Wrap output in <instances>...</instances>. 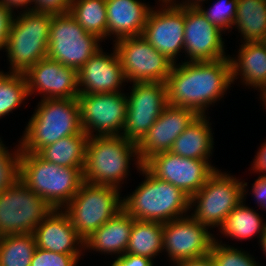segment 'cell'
<instances>
[{
  "label": "cell",
  "instance_id": "cell-1",
  "mask_svg": "<svg viewBox=\"0 0 266 266\" xmlns=\"http://www.w3.org/2000/svg\"><path fill=\"white\" fill-rule=\"evenodd\" d=\"M165 85L168 104L193 109L199 115H209L210 108L225 102L226 95L231 89L233 91L229 57L216 61L175 63Z\"/></svg>",
  "mask_w": 266,
  "mask_h": 266
},
{
  "label": "cell",
  "instance_id": "cell-2",
  "mask_svg": "<svg viewBox=\"0 0 266 266\" xmlns=\"http://www.w3.org/2000/svg\"><path fill=\"white\" fill-rule=\"evenodd\" d=\"M143 165L137 144L127 138L121 135L89 137L83 181L93 185L112 186L123 191L122 188L129 183V176L132 177V170L136 169L138 173Z\"/></svg>",
  "mask_w": 266,
  "mask_h": 266
},
{
  "label": "cell",
  "instance_id": "cell-3",
  "mask_svg": "<svg viewBox=\"0 0 266 266\" xmlns=\"http://www.w3.org/2000/svg\"><path fill=\"white\" fill-rule=\"evenodd\" d=\"M138 174L143 180L122 195L123 209L133 219L164 224L189 214L190 197L182 190L155 177L144 165Z\"/></svg>",
  "mask_w": 266,
  "mask_h": 266
},
{
  "label": "cell",
  "instance_id": "cell-4",
  "mask_svg": "<svg viewBox=\"0 0 266 266\" xmlns=\"http://www.w3.org/2000/svg\"><path fill=\"white\" fill-rule=\"evenodd\" d=\"M20 135L21 153H38L59 139L82 132L78 99H40Z\"/></svg>",
  "mask_w": 266,
  "mask_h": 266
},
{
  "label": "cell",
  "instance_id": "cell-5",
  "mask_svg": "<svg viewBox=\"0 0 266 266\" xmlns=\"http://www.w3.org/2000/svg\"><path fill=\"white\" fill-rule=\"evenodd\" d=\"M84 168L62 167L37 153H20V180L52 209H63L79 190Z\"/></svg>",
  "mask_w": 266,
  "mask_h": 266
},
{
  "label": "cell",
  "instance_id": "cell-6",
  "mask_svg": "<svg viewBox=\"0 0 266 266\" xmlns=\"http://www.w3.org/2000/svg\"><path fill=\"white\" fill-rule=\"evenodd\" d=\"M53 14L32 10L14 15L7 41L5 73L24 74L48 53L49 32Z\"/></svg>",
  "mask_w": 266,
  "mask_h": 266
},
{
  "label": "cell",
  "instance_id": "cell-7",
  "mask_svg": "<svg viewBox=\"0 0 266 266\" xmlns=\"http://www.w3.org/2000/svg\"><path fill=\"white\" fill-rule=\"evenodd\" d=\"M241 179L230 171L218 169L190 198L189 214L217 233L227 216L243 201Z\"/></svg>",
  "mask_w": 266,
  "mask_h": 266
},
{
  "label": "cell",
  "instance_id": "cell-8",
  "mask_svg": "<svg viewBox=\"0 0 266 266\" xmlns=\"http://www.w3.org/2000/svg\"><path fill=\"white\" fill-rule=\"evenodd\" d=\"M122 192L112 186L83 182L62 210L69 216L72 226L85 241L123 209Z\"/></svg>",
  "mask_w": 266,
  "mask_h": 266
},
{
  "label": "cell",
  "instance_id": "cell-9",
  "mask_svg": "<svg viewBox=\"0 0 266 266\" xmlns=\"http://www.w3.org/2000/svg\"><path fill=\"white\" fill-rule=\"evenodd\" d=\"M102 42L86 32L70 13L53 15L47 57L78 71L102 48Z\"/></svg>",
  "mask_w": 266,
  "mask_h": 266
},
{
  "label": "cell",
  "instance_id": "cell-10",
  "mask_svg": "<svg viewBox=\"0 0 266 266\" xmlns=\"http://www.w3.org/2000/svg\"><path fill=\"white\" fill-rule=\"evenodd\" d=\"M53 209L18 179L0 193V237L33 233Z\"/></svg>",
  "mask_w": 266,
  "mask_h": 266
},
{
  "label": "cell",
  "instance_id": "cell-11",
  "mask_svg": "<svg viewBox=\"0 0 266 266\" xmlns=\"http://www.w3.org/2000/svg\"><path fill=\"white\" fill-rule=\"evenodd\" d=\"M154 1L142 37L174 64L183 62L185 5Z\"/></svg>",
  "mask_w": 266,
  "mask_h": 266
},
{
  "label": "cell",
  "instance_id": "cell-12",
  "mask_svg": "<svg viewBox=\"0 0 266 266\" xmlns=\"http://www.w3.org/2000/svg\"><path fill=\"white\" fill-rule=\"evenodd\" d=\"M126 122L122 137L138 144L168 105L165 83H128ZM129 91V92H126Z\"/></svg>",
  "mask_w": 266,
  "mask_h": 266
},
{
  "label": "cell",
  "instance_id": "cell-13",
  "mask_svg": "<svg viewBox=\"0 0 266 266\" xmlns=\"http://www.w3.org/2000/svg\"><path fill=\"white\" fill-rule=\"evenodd\" d=\"M112 45L118 53L128 83H165L168 79L174 63L157 51L142 35L124 37Z\"/></svg>",
  "mask_w": 266,
  "mask_h": 266
},
{
  "label": "cell",
  "instance_id": "cell-14",
  "mask_svg": "<svg viewBox=\"0 0 266 266\" xmlns=\"http://www.w3.org/2000/svg\"><path fill=\"white\" fill-rule=\"evenodd\" d=\"M81 127L89 137L121 135L126 122L125 91L79 94Z\"/></svg>",
  "mask_w": 266,
  "mask_h": 266
},
{
  "label": "cell",
  "instance_id": "cell-15",
  "mask_svg": "<svg viewBox=\"0 0 266 266\" xmlns=\"http://www.w3.org/2000/svg\"><path fill=\"white\" fill-rule=\"evenodd\" d=\"M144 166L155 177L173 184L190 198L220 168L213 160L184 158L170 151L150 157Z\"/></svg>",
  "mask_w": 266,
  "mask_h": 266
},
{
  "label": "cell",
  "instance_id": "cell-16",
  "mask_svg": "<svg viewBox=\"0 0 266 266\" xmlns=\"http://www.w3.org/2000/svg\"><path fill=\"white\" fill-rule=\"evenodd\" d=\"M215 235L190 214L164 223L163 255L173 263L209 255Z\"/></svg>",
  "mask_w": 266,
  "mask_h": 266
},
{
  "label": "cell",
  "instance_id": "cell-17",
  "mask_svg": "<svg viewBox=\"0 0 266 266\" xmlns=\"http://www.w3.org/2000/svg\"><path fill=\"white\" fill-rule=\"evenodd\" d=\"M225 36L197 7L185 6L184 62L216 61L229 57Z\"/></svg>",
  "mask_w": 266,
  "mask_h": 266
},
{
  "label": "cell",
  "instance_id": "cell-18",
  "mask_svg": "<svg viewBox=\"0 0 266 266\" xmlns=\"http://www.w3.org/2000/svg\"><path fill=\"white\" fill-rule=\"evenodd\" d=\"M24 76L31 97L40 99H78V75L73 68L48 57L30 67Z\"/></svg>",
  "mask_w": 266,
  "mask_h": 266
},
{
  "label": "cell",
  "instance_id": "cell-19",
  "mask_svg": "<svg viewBox=\"0 0 266 266\" xmlns=\"http://www.w3.org/2000/svg\"><path fill=\"white\" fill-rule=\"evenodd\" d=\"M111 49L107 52L102 47L77 71L79 94H105L126 90L128 82L120 58L115 47L112 46Z\"/></svg>",
  "mask_w": 266,
  "mask_h": 266
},
{
  "label": "cell",
  "instance_id": "cell-20",
  "mask_svg": "<svg viewBox=\"0 0 266 266\" xmlns=\"http://www.w3.org/2000/svg\"><path fill=\"white\" fill-rule=\"evenodd\" d=\"M198 116L193 109L168 104L137 144L143 164L158 153L170 151L175 140Z\"/></svg>",
  "mask_w": 266,
  "mask_h": 266
},
{
  "label": "cell",
  "instance_id": "cell-21",
  "mask_svg": "<svg viewBox=\"0 0 266 266\" xmlns=\"http://www.w3.org/2000/svg\"><path fill=\"white\" fill-rule=\"evenodd\" d=\"M40 249L69 255H85V241L62 209H53L32 233Z\"/></svg>",
  "mask_w": 266,
  "mask_h": 266
},
{
  "label": "cell",
  "instance_id": "cell-22",
  "mask_svg": "<svg viewBox=\"0 0 266 266\" xmlns=\"http://www.w3.org/2000/svg\"><path fill=\"white\" fill-rule=\"evenodd\" d=\"M238 44L236 54H229L232 85L237 83L239 88L243 86L259 93L266 87V42Z\"/></svg>",
  "mask_w": 266,
  "mask_h": 266
},
{
  "label": "cell",
  "instance_id": "cell-23",
  "mask_svg": "<svg viewBox=\"0 0 266 266\" xmlns=\"http://www.w3.org/2000/svg\"><path fill=\"white\" fill-rule=\"evenodd\" d=\"M146 0H106L107 41L142 35L154 5ZM145 2V3H144Z\"/></svg>",
  "mask_w": 266,
  "mask_h": 266
},
{
  "label": "cell",
  "instance_id": "cell-24",
  "mask_svg": "<svg viewBox=\"0 0 266 266\" xmlns=\"http://www.w3.org/2000/svg\"><path fill=\"white\" fill-rule=\"evenodd\" d=\"M134 219L122 209L85 240V254L98 253L109 258L125 254ZM95 252V253H94ZM107 255V256H106Z\"/></svg>",
  "mask_w": 266,
  "mask_h": 266
},
{
  "label": "cell",
  "instance_id": "cell-25",
  "mask_svg": "<svg viewBox=\"0 0 266 266\" xmlns=\"http://www.w3.org/2000/svg\"><path fill=\"white\" fill-rule=\"evenodd\" d=\"M210 117L199 115L175 140L170 152L184 158L212 160L215 136Z\"/></svg>",
  "mask_w": 266,
  "mask_h": 266
},
{
  "label": "cell",
  "instance_id": "cell-26",
  "mask_svg": "<svg viewBox=\"0 0 266 266\" xmlns=\"http://www.w3.org/2000/svg\"><path fill=\"white\" fill-rule=\"evenodd\" d=\"M249 205L246 204V201H242L235 207L227 216L223 226L217 230L218 233L215 234L216 241L223 243L225 238H230L228 240H234L235 244H238L239 241H250L257 238V244L259 245L266 228V220L263 219L264 214H260L257 207L254 208V206ZM222 238L224 239L222 240Z\"/></svg>",
  "mask_w": 266,
  "mask_h": 266
},
{
  "label": "cell",
  "instance_id": "cell-27",
  "mask_svg": "<svg viewBox=\"0 0 266 266\" xmlns=\"http://www.w3.org/2000/svg\"><path fill=\"white\" fill-rule=\"evenodd\" d=\"M232 30L238 33V38L241 37L238 43L266 42V1L238 0Z\"/></svg>",
  "mask_w": 266,
  "mask_h": 266
},
{
  "label": "cell",
  "instance_id": "cell-28",
  "mask_svg": "<svg viewBox=\"0 0 266 266\" xmlns=\"http://www.w3.org/2000/svg\"><path fill=\"white\" fill-rule=\"evenodd\" d=\"M163 228L160 222L134 219L125 254L145 256L155 263L158 256L162 260Z\"/></svg>",
  "mask_w": 266,
  "mask_h": 266
},
{
  "label": "cell",
  "instance_id": "cell-29",
  "mask_svg": "<svg viewBox=\"0 0 266 266\" xmlns=\"http://www.w3.org/2000/svg\"><path fill=\"white\" fill-rule=\"evenodd\" d=\"M88 138L84 131L66 136L43 147L37 154L42 159L62 167L84 168Z\"/></svg>",
  "mask_w": 266,
  "mask_h": 266
},
{
  "label": "cell",
  "instance_id": "cell-30",
  "mask_svg": "<svg viewBox=\"0 0 266 266\" xmlns=\"http://www.w3.org/2000/svg\"><path fill=\"white\" fill-rule=\"evenodd\" d=\"M69 13L86 32L106 42V0H72Z\"/></svg>",
  "mask_w": 266,
  "mask_h": 266
},
{
  "label": "cell",
  "instance_id": "cell-31",
  "mask_svg": "<svg viewBox=\"0 0 266 266\" xmlns=\"http://www.w3.org/2000/svg\"><path fill=\"white\" fill-rule=\"evenodd\" d=\"M28 98L30 99L24 74L0 70V120L9 117L10 113L15 114L13 112L21 107L26 108Z\"/></svg>",
  "mask_w": 266,
  "mask_h": 266
},
{
  "label": "cell",
  "instance_id": "cell-32",
  "mask_svg": "<svg viewBox=\"0 0 266 266\" xmlns=\"http://www.w3.org/2000/svg\"><path fill=\"white\" fill-rule=\"evenodd\" d=\"M37 248L32 233L0 237V266H30Z\"/></svg>",
  "mask_w": 266,
  "mask_h": 266
},
{
  "label": "cell",
  "instance_id": "cell-33",
  "mask_svg": "<svg viewBox=\"0 0 266 266\" xmlns=\"http://www.w3.org/2000/svg\"><path fill=\"white\" fill-rule=\"evenodd\" d=\"M237 7L238 0H208L197 6L210 23L228 36L234 34L232 27L236 18Z\"/></svg>",
  "mask_w": 266,
  "mask_h": 266
},
{
  "label": "cell",
  "instance_id": "cell-34",
  "mask_svg": "<svg viewBox=\"0 0 266 266\" xmlns=\"http://www.w3.org/2000/svg\"><path fill=\"white\" fill-rule=\"evenodd\" d=\"M228 242L219 243L214 240L210 255L213 257L216 266H263L262 262L257 261L254 253L250 249L244 250L235 244Z\"/></svg>",
  "mask_w": 266,
  "mask_h": 266
},
{
  "label": "cell",
  "instance_id": "cell-35",
  "mask_svg": "<svg viewBox=\"0 0 266 266\" xmlns=\"http://www.w3.org/2000/svg\"><path fill=\"white\" fill-rule=\"evenodd\" d=\"M4 137L0 136V193L12 186L20 178V145L4 144ZM15 144V145H14Z\"/></svg>",
  "mask_w": 266,
  "mask_h": 266
},
{
  "label": "cell",
  "instance_id": "cell-36",
  "mask_svg": "<svg viewBox=\"0 0 266 266\" xmlns=\"http://www.w3.org/2000/svg\"><path fill=\"white\" fill-rule=\"evenodd\" d=\"M83 257L85 255L55 253L37 247L30 266H79L80 261H84Z\"/></svg>",
  "mask_w": 266,
  "mask_h": 266
},
{
  "label": "cell",
  "instance_id": "cell-37",
  "mask_svg": "<svg viewBox=\"0 0 266 266\" xmlns=\"http://www.w3.org/2000/svg\"><path fill=\"white\" fill-rule=\"evenodd\" d=\"M242 187H243V201L248 199V195L253 198L255 201L254 204L257 205L258 209L261 212H266V175H258L254 182L249 185L246 182V178L241 179ZM251 188V189H249Z\"/></svg>",
  "mask_w": 266,
  "mask_h": 266
},
{
  "label": "cell",
  "instance_id": "cell-38",
  "mask_svg": "<svg viewBox=\"0 0 266 266\" xmlns=\"http://www.w3.org/2000/svg\"><path fill=\"white\" fill-rule=\"evenodd\" d=\"M72 0H32V11L53 15L69 13Z\"/></svg>",
  "mask_w": 266,
  "mask_h": 266
},
{
  "label": "cell",
  "instance_id": "cell-39",
  "mask_svg": "<svg viewBox=\"0 0 266 266\" xmlns=\"http://www.w3.org/2000/svg\"><path fill=\"white\" fill-rule=\"evenodd\" d=\"M15 11L0 2V51H6L7 41Z\"/></svg>",
  "mask_w": 266,
  "mask_h": 266
},
{
  "label": "cell",
  "instance_id": "cell-40",
  "mask_svg": "<svg viewBox=\"0 0 266 266\" xmlns=\"http://www.w3.org/2000/svg\"><path fill=\"white\" fill-rule=\"evenodd\" d=\"M113 259H110L112 263L108 261L109 266H157L150 258L134 254H124Z\"/></svg>",
  "mask_w": 266,
  "mask_h": 266
},
{
  "label": "cell",
  "instance_id": "cell-41",
  "mask_svg": "<svg viewBox=\"0 0 266 266\" xmlns=\"http://www.w3.org/2000/svg\"><path fill=\"white\" fill-rule=\"evenodd\" d=\"M257 148L258 150L255 152L256 154L248 169V171H250L248 174L266 175V139H264V142H262Z\"/></svg>",
  "mask_w": 266,
  "mask_h": 266
},
{
  "label": "cell",
  "instance_id": "cell-42",
  "mask_svg": "<svg viewBox=\"0 0 266 266\" xmlns=\"http://www.w3.org/2000/svg\"><path fill=\"white\" fill-rule=\"evenodd\" d=\"M171 266H216L213 257L205 255L199 258L184 259L173 263Z\"/></svg>",
  "mask_w": 266,
  "mask_h": 266
},
{
  "label": "cell",
  "instance_id": "cell-43",
  "mask_svg": "<svg viewBox=\"0 0 266 266\" xmlns=\"http://www.w3.org/2000/svg\"><path fill=\"white\" fill-rule=\"evenodd\" d=\"M0 2L13 11L15 10V13L16 11L32 10V0H0Z\"/></svg>",
  "mask_w": 266,
  "mask_h": 266
},
{
  "label": "cell",
  "instance_id": "cell-44",
  "mask_svg": "<svg viewBox=\"0 0 266 266\" xmlns=\"http://www.w3.org/2000/svg\"><path fill=\"white\" fill-rule=\"evenodd\" d=\"M171 4L176 5H185L187 7H197L201 3L206 2L208 0H167Z\"/></svg>",
  "mask_w": 266,
  "mask_h": 266
},
{
  "label": "cell",
  "instance_id": "cell-45",
  "mask_svg": "<svg viewBox=\"0 0 266 266\" xmlns=\"http://www.w3.org/2000/svg\"><path fill=\"white\" fill-rule=\"evenodd\" d=\"M258 94H259L258 95L259 97L257 98H258V101L260 100L259 104H261L260 106H262V108L265 109L264 113L266 114V87L263 88Z\"/></svg>",
  "mask_w": 266,
  "mask_h": 266
},
{
  "label": "cell",
  "instance_id": "cell-46",
  "mask_svg": "<svg viewBox=\"0 0 266 266\" xmlns=\"http://www.w3.org/2000/svg\"><path fill=\"white\" fill-rule=\"evenodd\" d=\"M258 246L261 249L260 251H262L261 253L265 255L264 259H266V228Z\"/></svg>",
  "mask_w": 266,
  "mask_h": 266
}]
</instances>
